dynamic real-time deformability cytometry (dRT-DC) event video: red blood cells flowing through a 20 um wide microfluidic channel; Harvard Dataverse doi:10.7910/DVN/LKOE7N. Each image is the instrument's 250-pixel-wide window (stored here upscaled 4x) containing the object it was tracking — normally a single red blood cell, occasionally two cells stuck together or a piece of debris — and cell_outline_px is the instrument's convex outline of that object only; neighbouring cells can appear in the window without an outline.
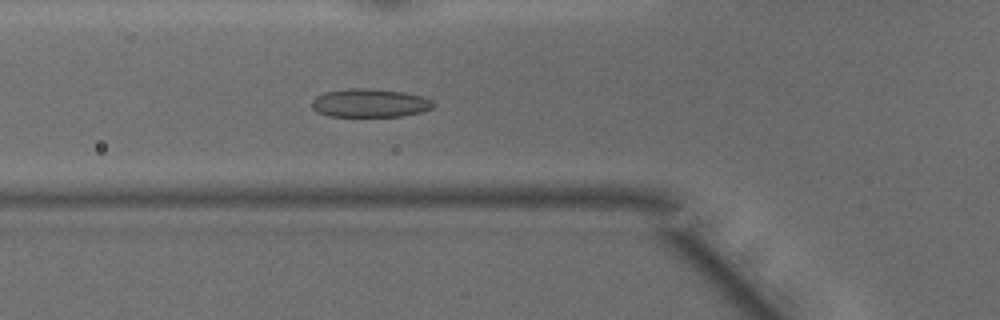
{"species": "common noctule bat (a hibernating species)", "species_latin": "Nyctalus noctula", "temperature_condition": "warm", "stored_images_in_passage": 38, "camera_frame_rate_fps": 3000, "um_per_image_px": 0.085, "animal": {"sex": "male", "body_mass_g": 15.6}, "frame": {"image": 1, "passage_image": 7, "time_ms": 2.0, "image_size_px": [1000, 320], "cell_outline_px": [[436, 104], [432, 108], [420, 112], [400, 116], [328, 116], [312, 108], [312, 100], [316, 96], [324, 92], [348, 88], [364, 88], [404, 92], [420, 96], [432, 100]], "centroid_in_image_um": [31.43, 8.75], "position_along_channel_um": 94.4, "area_um2": 20.0}}
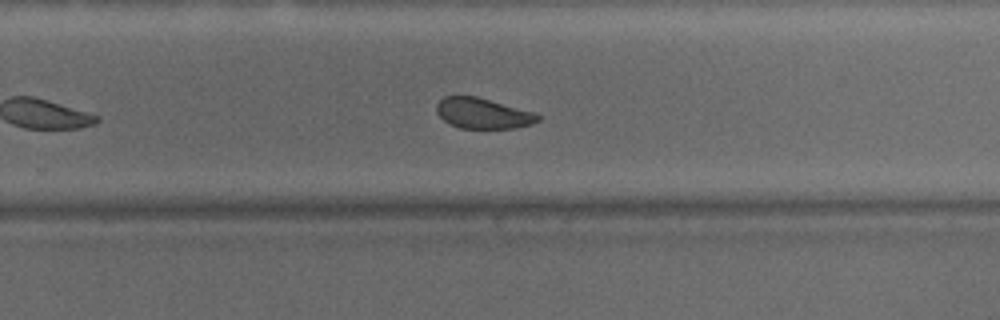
{"frame": {"image": 2, "passage_image": 21, "time_ms": 6.667, "image_size_px": [1000, 320], "cell_outline_px": [[540, 120], [532, 124], [512, 128], [460, 128], [444, 120], [436, 112], [436, 104], [444, 96], [476, 96], [536, 112], [540, 116]], "centroid_in_image_um": [41.07, 9.62], "position_along_channel_um": 288.7, "area_um2": 18.03}}
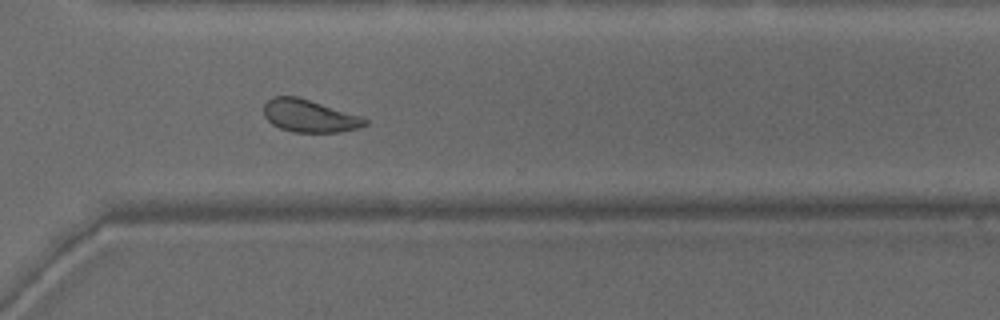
{"frame": {"image": 3, "passage_image": 25, "time_ms": 8.0, "image_size_px": [1000, 320], "cell_outline_px": [[368, 124], [360, 128], [340, 132], [292, 132], [280, 128], [272, 124], [264, 116], [264, 104], [272, 96], [296, 96], [360, 116], [368, 120]], "centroid_in_image_um": [26.29, 9.86], "position_along_channel_um": 344.3, "area_um2": 19.07}, "authors_computed_cell_mechanics": {"area_um2": 19.8254, "velocity_mm_per_s": 4.1577, "shape_relaxation_time_tau1_ms": 3.6885, "shape_relaxation_time_tau2_ms": 1.9706, "deformation_change_tau1": 0.0991, "deformation_change_tau2": 0.0779}}